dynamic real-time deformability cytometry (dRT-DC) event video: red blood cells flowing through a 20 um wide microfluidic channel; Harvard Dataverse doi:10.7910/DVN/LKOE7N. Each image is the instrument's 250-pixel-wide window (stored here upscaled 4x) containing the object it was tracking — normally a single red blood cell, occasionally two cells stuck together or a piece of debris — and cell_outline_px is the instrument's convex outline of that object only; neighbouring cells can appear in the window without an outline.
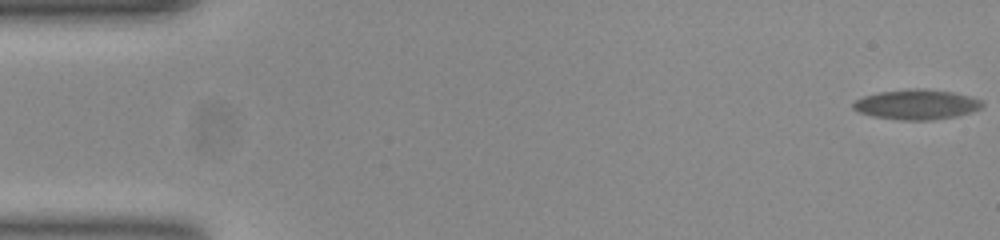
{"species": "common noctule bat (a hibernating species)", "species_latin": "Nyctalus noctula", "temperature_condition": "room temperature", "stored_images_in_passage": 47, "camera_frame_rate_fps": 3000, "um_per_image_px": 0.085, "animal": {"sex": "female", "body_mass_g": 23.0, "forearm_length_mm": 53.4}, "frame": {"image": 1, "passage_image": 1, "time_ms": 0.0, "image_size_px": [1000, 240], "cell_outline_px": [[984, 104], [980, 108], [956, 116], [928, 120], [904, 120], [872, 116], [860, 112], [852, 108], [852, 104], [856, 100], [864, 96], [880, 92], [952, 92], [968, 96], [980, 100]], "centroid_in_image_um": [77.88, 8.94], "position_along_channel_um": 7.1, "area_um2": 21.04}}
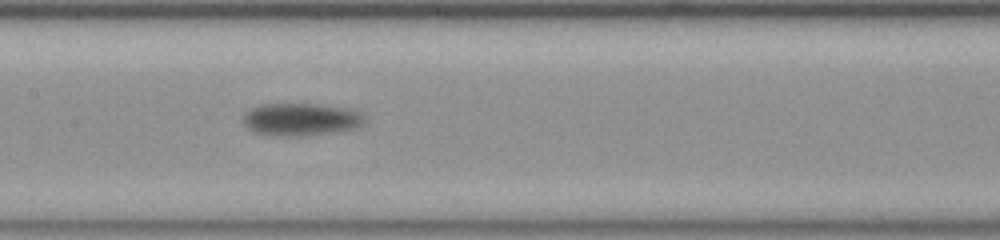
{"frame": {"image": 2, "passage_image": 27, "time_ms": 8.667, "image_size_px": [1000, 240], "cell_outline_px": [[364, 120], [356, 128], [296, 136], [256, 132], [248, 128], [244, 124], [244, 112], [248, 108], [260, 104], [320, 104], [352, 108], [364, 112]], "centroid_in_image_um": [25.59, 10.1], "position_along_channel_um": 181.8, "area_um2": 22.77}}
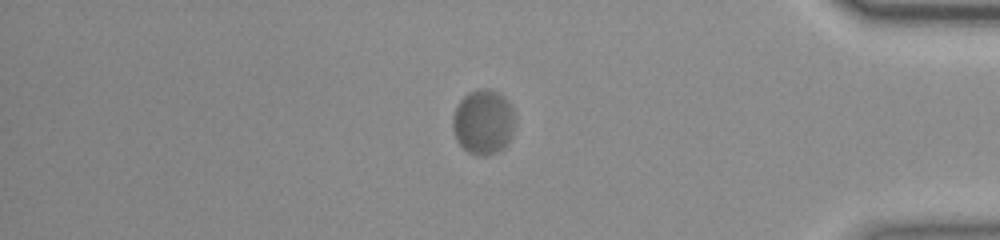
{"frame": {"image": 3, "passage_image": 47, "time_ms": 15.333, "image_size_px": [1000, 240], "cell_outline_px": [[512, 132], [508, 140], [496, 152], [488, 156], [476, 156], [468, 152], [456, 140], [452, 128], [452, 116], [460, 100], [468, 92], [476, 88], [488, 88], [500, 92], [508, 100], [512, 108]], "centroid_in_image_um": [41.03, 10.34], "position_along_channel_um": 394.2, "area_um2": 23.47}}